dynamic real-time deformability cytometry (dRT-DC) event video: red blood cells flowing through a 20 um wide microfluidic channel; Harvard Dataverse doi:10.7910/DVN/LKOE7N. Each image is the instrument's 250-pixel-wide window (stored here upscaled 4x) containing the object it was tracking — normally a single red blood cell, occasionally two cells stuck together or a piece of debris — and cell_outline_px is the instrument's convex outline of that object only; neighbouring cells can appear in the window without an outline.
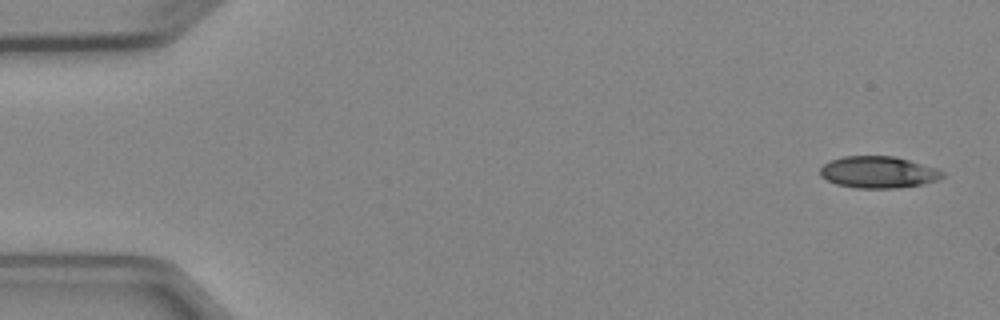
{"species": "Egyptian fruit bat (a non-hibernating species)", "species_latin": "Rousettus aegyptiacus", "temperature_condition": "cold", "stored_images_in_passage": 4, "camera_frame_rate_fps": 3000, "um_per_image_px": 0.085, "animal": {"sex": "female"}, "frame": {"image": 1, "passage_image": 1, "time_ms": 0.0, "image_size_px": [1000, 320], "cell_outline_px": [[944, 176], [936, 180], [924, 184], [896, 188], [856, 188], [836, 184], [820, 176], [820, 168], [828, 160], [844, 156], [896, 156], [936, 168], [944, 172]], "centroid_in_image_um": [74.64, 14.63], "position_along_channel_um": 10.4, "area_um2": 22.72}}